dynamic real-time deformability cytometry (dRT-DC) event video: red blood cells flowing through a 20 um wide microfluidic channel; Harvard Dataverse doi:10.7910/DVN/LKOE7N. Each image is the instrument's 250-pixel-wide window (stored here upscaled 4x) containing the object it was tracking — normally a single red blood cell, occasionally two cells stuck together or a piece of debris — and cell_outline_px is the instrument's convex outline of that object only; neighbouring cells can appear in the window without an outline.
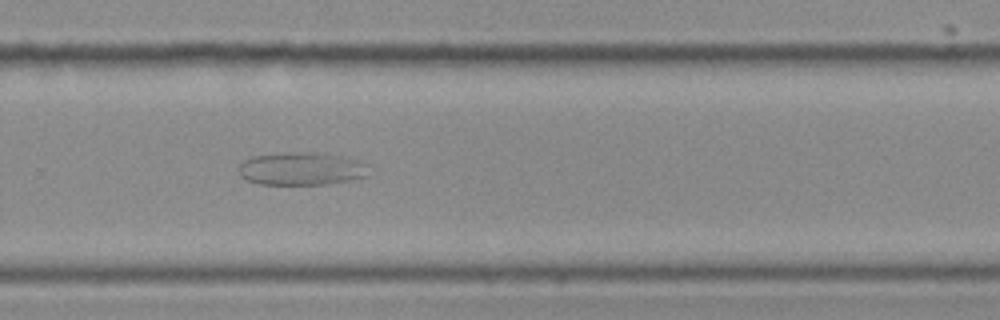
{"species": "Egyptian fruit bat (a non-hibernating species)", "species_latin": "Rousettus aegyptiacus", "temperature_condition": "cold", "stored_images_in_passage": 17, "camera_frame_rate_fps": 3000, "um_per_image_px": 0.085, "frame": {"image": 1, "passage_image": 17, "time_ms": 5.333, "image_size_px": [1000, 320], "cell_outline_px": [[368, 176], [352, 180], [328, 184], [260, 184], [248, 180], [240, 176], [240, 164], [244, 160], [252, 156], [292, 152], [324, 152], [348, 156], [360, 160], [364, 164]], "centroid_in_image_um": [25.67, 14.33], "position_along_channel_um": 304.1, "area_um2": 25.14}}